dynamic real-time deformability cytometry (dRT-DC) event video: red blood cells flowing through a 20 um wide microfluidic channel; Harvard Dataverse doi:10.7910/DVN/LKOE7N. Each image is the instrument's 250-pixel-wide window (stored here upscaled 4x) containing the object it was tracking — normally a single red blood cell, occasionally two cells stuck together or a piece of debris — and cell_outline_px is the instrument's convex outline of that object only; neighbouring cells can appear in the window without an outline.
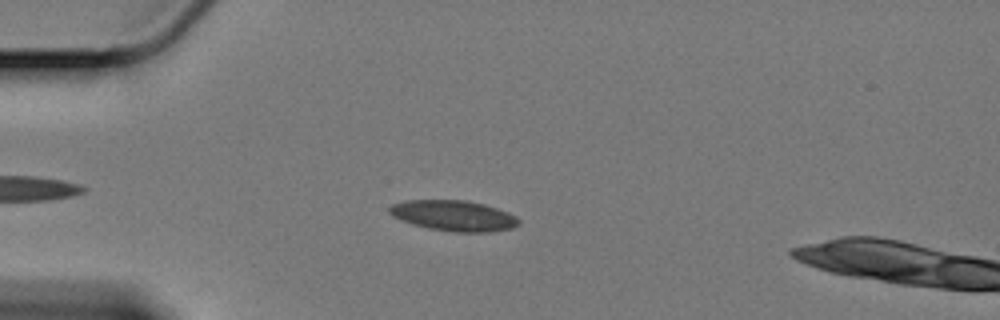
{"species": "Egyptian fruit bat (a non-hibernating species)", "species_latin": "Rousettus aegyptiacus", "temperature_condition": "cold", "stored_images_in_passage": 50, "camera_frame_rate_fps": 3000, "um_per_image_px": 0.085, "animal": {"sex": "female"}, "frame": {"image": 1, "passage_image": 10, "time_ms": 3.0, "image_size_px": [1000, 320], "cell_outline_px": [[520, 224], [512, 228], [488, 232], [452, 232], [428, 228], [412, 224], [400, 220], [392, 216], [388, 212], [388, 208], [392, 204], [404, 200], [464, 200], [484, 204], [508, 212], [516, 216], [520, 220]], "centroid_in_image_um": [38.54, 18.33], "position_along_channel_um": 46.5, "area_um2": 23.24}}
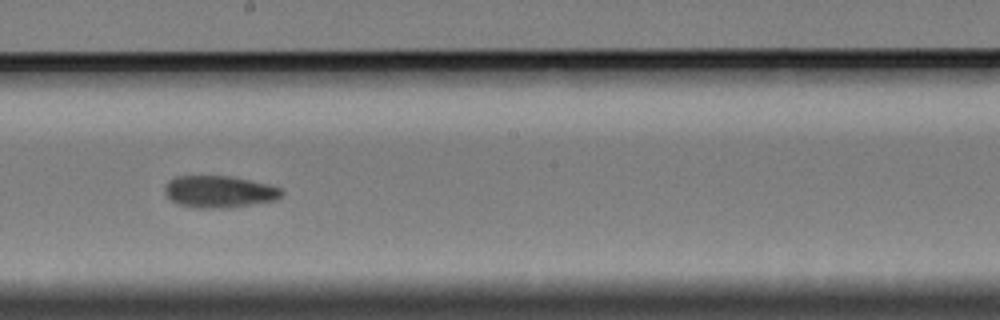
{"frame": {"image": 2, "passage_image": 28, "time_ms": 9.0, "image_size_px": [1000, 320], "cell_outline_px": [[284, 192], [280, 200], [228, 208], [196, 208], [180, 204], [172, 200], [164, 192], [164, 188], [168, 180], [176, 176], [228, 176], [268, 184], [280, 188]], "centroid_in_image_um": [18.66, 16.3], "position_along_channel_um": 229.5, "area_um2": 21.85}}
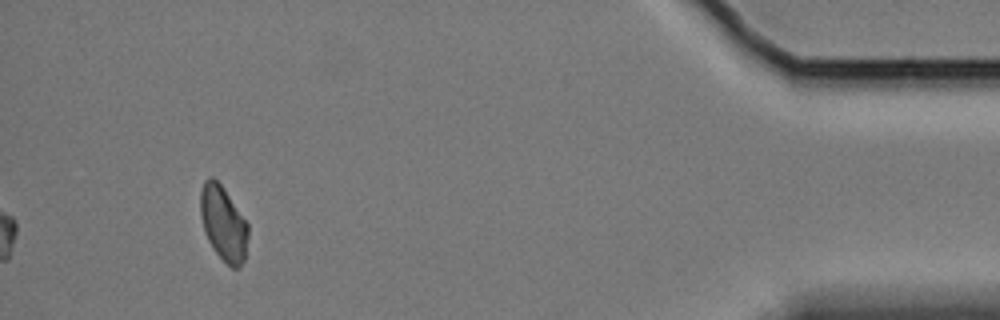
{"frame": {"image": 3, "passage_image": 50, "time_ms": 16.333, "image_size_px": [1000, 320], "cell_outline_px": [[248, 236], [244, 260], [236, 268], [232, 268], [212, 248], [204, 232], [200, 216], [200, 192], [204, 180], [208, 176], [212, 176], [224, 188], [248, 224]], "centroid_in_image_um": [18.96, 18.95], "position_along_channel_um": 416.2, "area_um2": 20.69}, "authors_computed_cell_mechanics": {"area_um2": 22.0796, "velocity_mm_per_s": 3.3675, "shape_relaxation_time_tau1_ms": null, "shape_relaxation_time_tau2_ms": 4.0806, "deformation_change_tau1": null, "deformation_change_tau2": 0.0938}}